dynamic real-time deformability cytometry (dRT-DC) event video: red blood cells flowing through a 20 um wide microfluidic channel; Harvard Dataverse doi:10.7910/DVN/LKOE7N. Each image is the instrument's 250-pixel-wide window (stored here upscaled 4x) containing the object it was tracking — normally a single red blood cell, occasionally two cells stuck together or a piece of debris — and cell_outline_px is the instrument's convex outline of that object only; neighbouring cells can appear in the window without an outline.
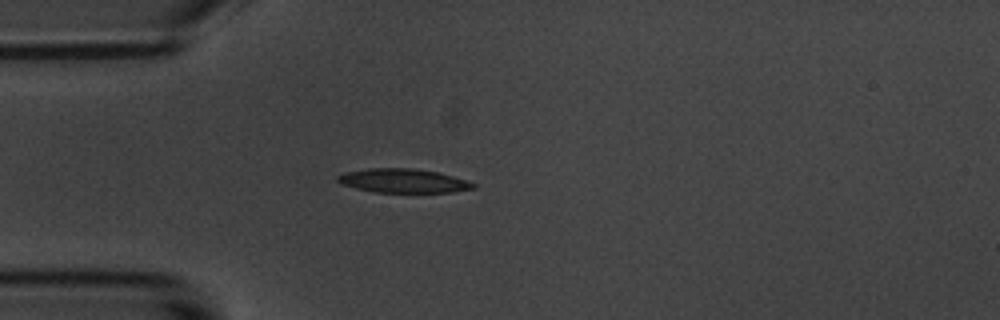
{"species": "common noctule bat (a hibernating species)", "species_latin": "Nyctalus noctula", "temperature_condition": "room temperature", "stored_images_in_passage": 42, "camera_frame_rate_fps": 3000, "um_per_image_px": 0.085, "animal": {"sex": "male", "body_mass_g": 20.1, "forearm_length_mm": 53.5}, "frame": {"image": 1, "passage_image": 1, "time_ms": 0.0, "image_size_px": [1000, 320], "cell_outline_px": [[476, 188], [452, 192], [376, 192], [356, 188], [340, 184], [336, 180], [336, 176], [344, 172], [368, 168], [412, 168], [436, 172], [452, 176], [476, 184]], "centroid_in_image_um": [34.22, 15.36], "position_along_channel_um": 50.8, "area_um2": 18.84}}
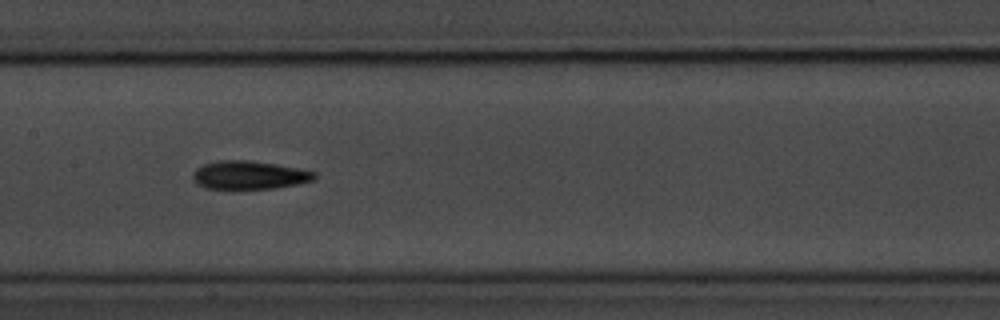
{"frame": {"image": 2, "passage_image": 13, "time_ms": 4.0, "image_size_px": [1000, 320], "cell_outline_px": [[316, 180], [300, 184], [276, 188], [204, 188], [196, 184], [192, 180], [192, 172], [196, 168], [204, 164], [220, 160], [248, 160], [276, 164], [300, 168], [316, 172]], "centroid_in_image_um": [21.2, 14.88], "position_along_channel_um": 186.2, "area_um2": 20.29}}
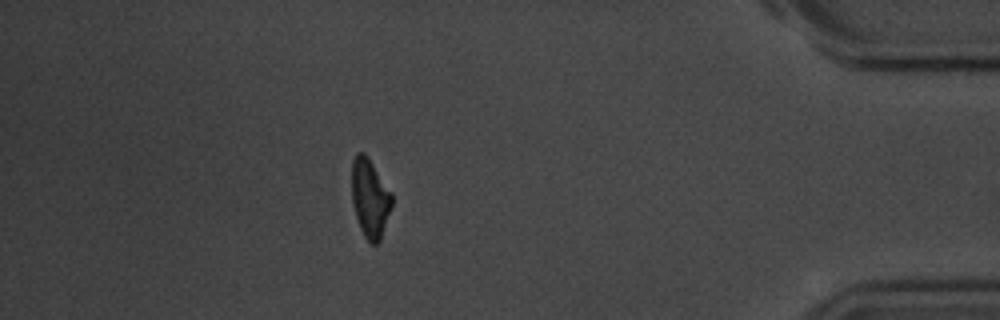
{"frame": {"image": 3, "passage_image": 35, "time_ms": 11.333, "image_size_px": [1000, 320], "cell_outline_px": [[392, 208], [380, 240], [376, 244], [372, 244], [364, 236], [360, 228], [356, 216], [352, 200], [352, 160], [356, 152], [364, 152], [368, 156], [392, 192]], "centroid_in_image_um": [31.46, 16.81], "position_along_channel_um": 403.7, "area_um2": 18.55}, "authors_computed_cell_mechanics": {"area_um2": 19.0451, "velocity_mm_per_s": 3.6031, "shape_relaxation_time_tau1_ms": 3.4824, "shape_relaxation_time_tau2_ms": null, "deformation_change_tau1": 0.1229, "deformation_change_tau2": null}}